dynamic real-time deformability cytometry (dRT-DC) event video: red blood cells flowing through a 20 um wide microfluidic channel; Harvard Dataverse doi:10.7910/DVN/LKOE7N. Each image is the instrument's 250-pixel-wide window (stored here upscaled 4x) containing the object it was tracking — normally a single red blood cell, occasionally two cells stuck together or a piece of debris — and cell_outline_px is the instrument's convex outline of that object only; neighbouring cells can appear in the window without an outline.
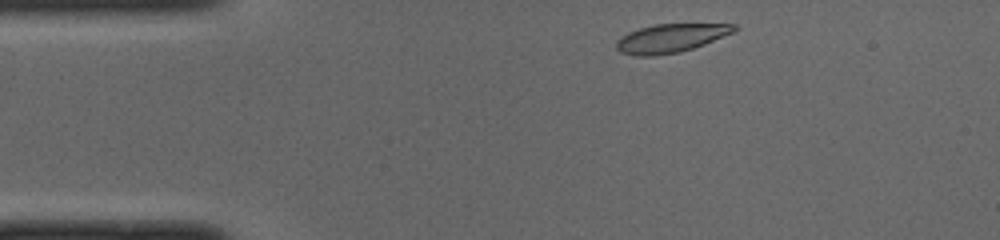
{"species": "common noctule bat (a hibernating species)", "species_latin": "Nyctalus noctula", "temperature_condition": "cold", "stored_images_in_passage": 43, "camera_frame_rate_fps": 3000, "um_per_image_px": 0.085, "animal": {"sex": "male", "body_mass_g": 19.0, "forearm_length_mm": 50.8}, "frame": {"image": 1, "passage_image": 1, "time_ms": 0.0, "image_size_px": [1000, 240], "cell_outline_px": [[736, 28], [732, 32], [704, 44], [680, 52], [652, 56], [636, 56], [620, 52], [616, 48], [616, 40], [628, 32], [640, 28], [656, 24], [736, 24]], "centroid_in_image_um": [56.95, 3.25], "position_along_channel_um": 28.1, "area_um2": 19.36}}
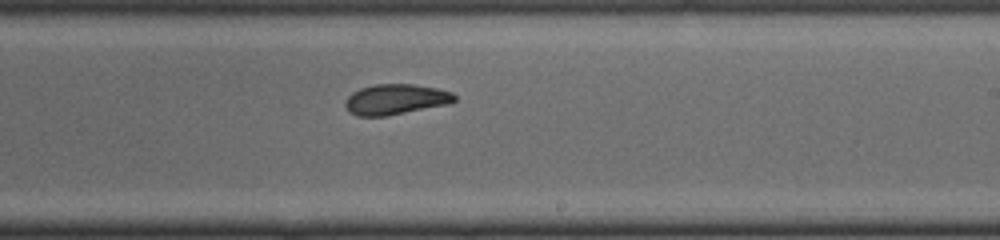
{"frame": {"image": 2, "passage_image": 22, "time_ms": 7.0, "image_size_px": [1000, 240], "cell_outline_px": [[456, 100], [452, 104], [384, 116], [356, 116], [348, 112], [344, 104], [348, 96], [352, 92], [360, 88], [376, 84], [412, 84], [436, 88], [452, 92], [456, 96]], "centroid_in_image_um": [33.64, 8.45], "position_along_channel_um": 255.4, "area_um2": 19.54}}
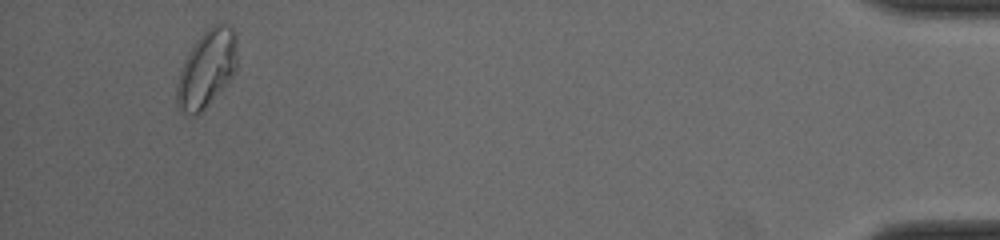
{"frame": {"image": 3, "passage_image": 40, "time_ms": 13.0, "image_size_px": [1000, 240], "cell_outline_px": [[236, 72], [204, 108], [200, 112], [180, 112], [176, 104], [176, 84], [180, 68], [188, 52], [196, 40], [212, 24], [232, 24], [236, 32]], "centroid_in_image_um": [17.57, 5.78], "position_along_channel_um": 417.6, "area_um2": 26.99}, "authors_computed_cell_mechanics": {"area_um2": 20.0566, "velocity_mm_per_s": 3.9625, "shape_relaxation_time_tau1_ms": 7.2203, "shape_relaxation_time_tau2_ms": 1.2738, "deformation_change_tau1": 0.1977, "deformation_change_tau2": 0.0658}}